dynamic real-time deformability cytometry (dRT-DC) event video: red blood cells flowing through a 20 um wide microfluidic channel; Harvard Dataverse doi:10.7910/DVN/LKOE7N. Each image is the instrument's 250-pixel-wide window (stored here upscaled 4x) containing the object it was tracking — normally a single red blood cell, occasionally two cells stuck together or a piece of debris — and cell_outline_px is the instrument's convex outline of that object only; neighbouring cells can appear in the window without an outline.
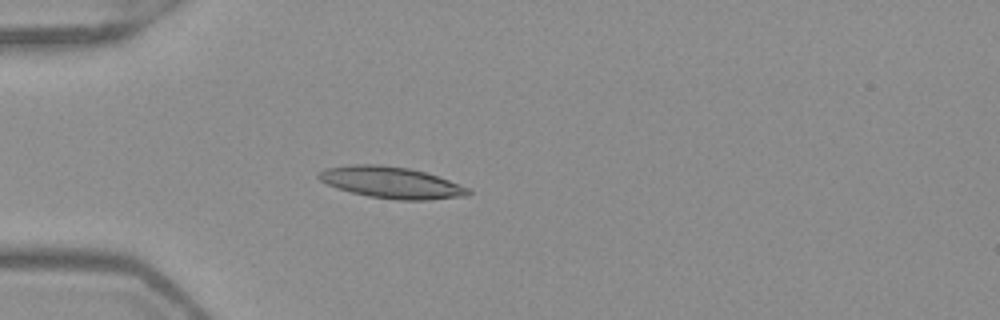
{"species": "Egyptian fruit bat (a non-hibernating species)", "species_latin": "Rousettus aegyptiacus", "temperature_condition": "warm", "stored_images_in_passage": 38, "camera_frame_rate_fps": 3000, "um_per_image_px": 0.085, "frame": {"image": 1, "passage_image": 1, "time_ms": 0.0, "image_size_px": [1000, 320], "cell_outline_px": [[472, 192], [468, 196], [428, 200], [396, 200], [368, 196], [336, 188], [320, 180], [316, 176], [324, 168], [352, 164], [380, 164], [408, 168], [424, 172], [460, 184], [468, 188]], "centroid_in_image_um": [33.25, 15.51], "position_along_channel_um": 51.7, "area_um2": 27.46}}
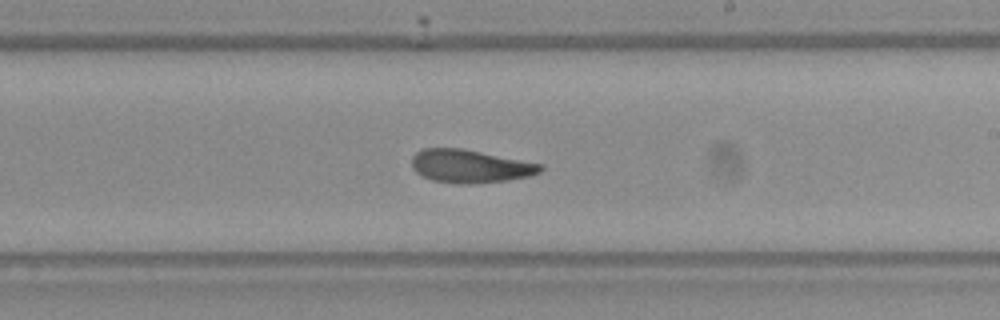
{"frame": {"image": 2, "passage_image": 17, "time_ms": 5.333, "image_size_px": [1000, 320], "cell_outline_px": [[544, 168], [540, 172], [528, 176], [508, 180], [468, 184], [460, 184], [432, 180], [420, 176], [412, 168], [412, 156], [416, 152], [424, 148], [460, 148], [544, 164]], "centroid_in_image_um": [39.94, 14.13], "position_along_channel_um": 249.1, "area_um2": 24.85}}
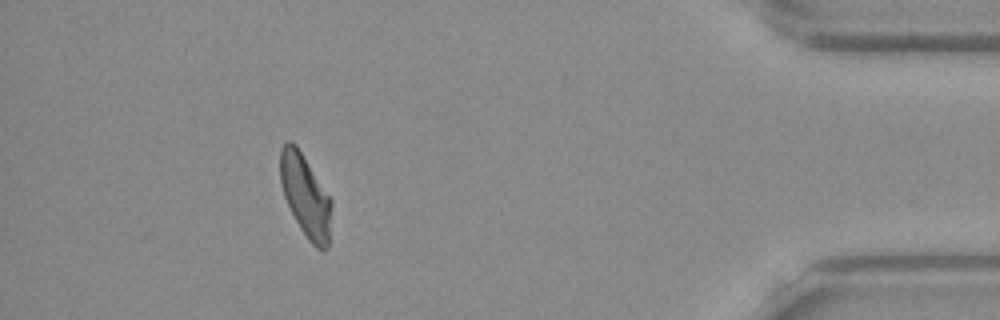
{"frame": {"image": 3, "passage_image": 33, "time_ms": 10.667, "image_size_px": [1000, 320], "cell_outline_px": [[332, 204], [328, 248], [324, 252], [320, 252], [308, 240], [300, 228], [284, 196], [280, 180], [280, 148], [288, 140], [292, 140], [296, 144], [332, 200]], "centroid_in_image_um": [25.97, 16.66], "position_along_channel_um": 409.2, "area_um2": 24.62}, "authors_computed_cell_mechanics": {"area_um2": 25.1719, "velocity_mm_per_s": 3.9451, "shape_relaxation_time_tau1_ms": null, "shape_relaxation_time_tau2_ms": 2.8496, "deformation_change_tau1": null, "deformation_change_tau2": 0.1112}}